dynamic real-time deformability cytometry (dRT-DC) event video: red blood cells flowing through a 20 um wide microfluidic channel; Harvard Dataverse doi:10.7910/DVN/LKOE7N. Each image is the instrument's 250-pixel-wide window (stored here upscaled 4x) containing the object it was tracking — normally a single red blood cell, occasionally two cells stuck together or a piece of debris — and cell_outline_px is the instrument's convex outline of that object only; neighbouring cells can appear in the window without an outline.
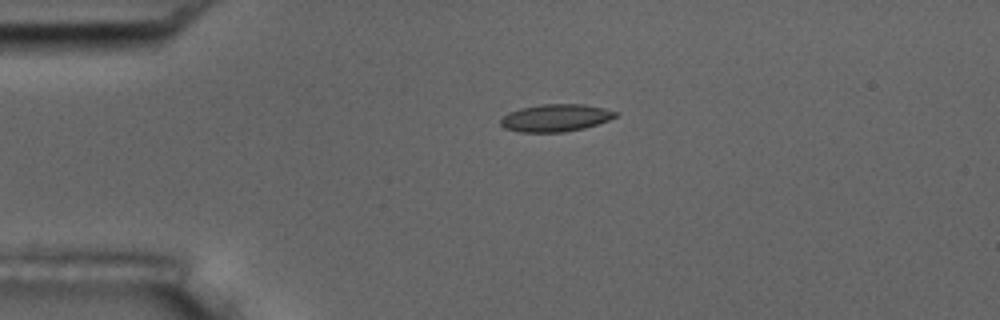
{"species": "common noctule bat (a hibernating species)", "species_latin": "Nyctalus noctula", "temperature_condition": "room temperature", "stored_images_in_passage": 5, "camera_frame_rate_fps": 3000, "um_per_image_px": 0.085, "animal": {"sex": "male", "body_mass_g": 17.5, "forearm_length_mm": 52.3}, "frame": {"image": 1, "passage_image": 4, "time_ms": 3.333, "image_size_px": [1000, 320], "cell_outline_px": [[620, 112], [616, 116], [608, 120], [584, 128], [564, 132], [520, 132], [504, 128], [500, 124], [500, 120], [508, 112], [520, 108], [540, 104], [584, 104], [604, 108]], "centroid_in_image_um": [47.22, 10.01], "position_along_channel_um": 37.8, "area_um2": 18.38}}
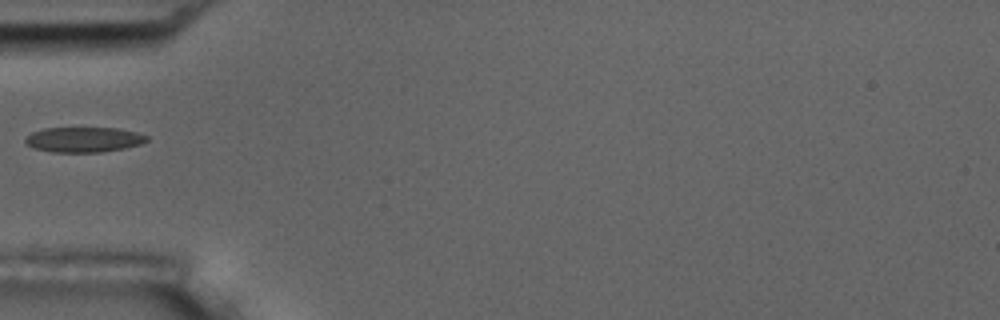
{"frame": {"image": 2, "passage_image": 5, "time_ms": 5.333, "image_size_px": [1000, 320], "cell_outline_px": [[148, 140], [140, 144], [124, 148], [100, 152], [52, 152], [32, 148], [24, 140], [32, 132], [44, 128], [120, 128], [136, 132], [148, 136]], "centroid_in_image_um": [7.12, 11.86], "position_along_channel_um": 77.9, "area_um2": 17.74}}